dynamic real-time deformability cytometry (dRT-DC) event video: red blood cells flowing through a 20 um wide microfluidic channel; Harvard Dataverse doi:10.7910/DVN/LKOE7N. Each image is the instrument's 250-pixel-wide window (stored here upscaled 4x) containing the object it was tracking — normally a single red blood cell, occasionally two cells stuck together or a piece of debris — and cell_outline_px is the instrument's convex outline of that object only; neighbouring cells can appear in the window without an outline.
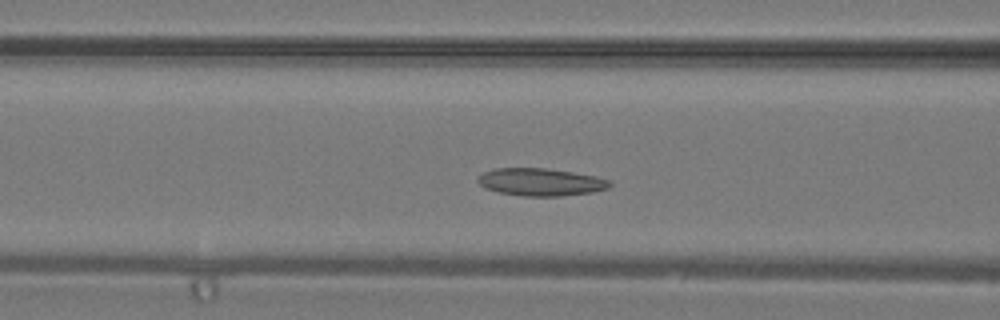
{"species": "common noctule bat (a hibernating species)", "species_latin": "Nyctalus noctula", "temperature_condition": "warm", "stored_images_in_passage": 38, "camera_frame_rate_fps": 3000, "um_per_image_px": 0.085, "animal": {"sex": "male", "body_mass_g": 19.2, "forearm_length_mm": 51.8}, "frame": {"image": 1, "passage_image": 14, "time_ms": 4.333, "image_size_px": [1000, 320], "cell_outline_px": [[612, 184], [608, 188], [592, 192], [560, 196], [524, 196], [500, 192], [488, 188], [480, 184], [476, 180], [484, 172], [496, 168], [544, 168], [572, 172], [596, 176], [612, 180]], "centroid_in_image_um": [46.01, 15.47], "position_along_channel_um": 120.6, "area_um2": 20.98}}
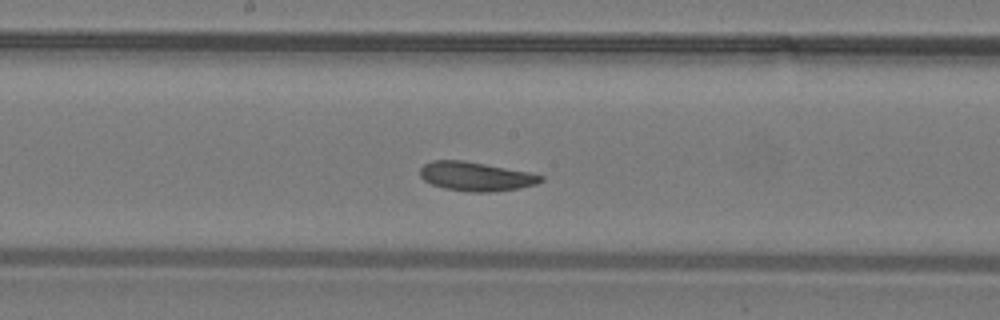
{"frame": {"image": 2, "passage_image": 19, "time_ms": 6.0, "image_size_px": [1000, 320], "cell_outline_px": [[544, 180], [536, 184], [520, 188], [496, 192], [468, 192], [444, 188], [432, 184], [424, 180], [420, 176], [420, 168], [424, 164], [432, 160], [464, 160], [532, 172], [544, 176]], "centroid_in_image_um": [40.48, 14.99], "position_along_channel_um": 207.7, "area_um2": 20.75}}
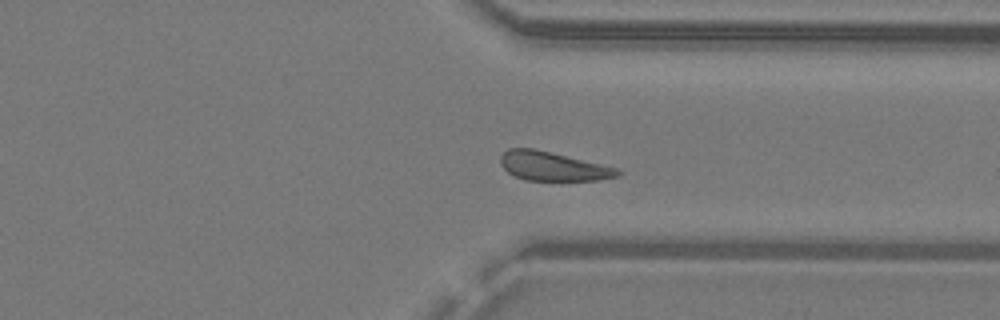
{"frame": {"image": 3, "passage_image": 28, "time_ms": 9.0, "image_size_px": [1000, 320], "cell_outline_px": [[620, 176], [596, 180], [528, 180], [516, 176], [508, 172], [500, 164], [500, 156], [508, 148], [532, 148], [600, 164], [616, 168], [620, 172]], "centroid_in_image_um": [46.95, 14.13], "position_along_channel_um": 364.4, "area_um2": 19.31}}